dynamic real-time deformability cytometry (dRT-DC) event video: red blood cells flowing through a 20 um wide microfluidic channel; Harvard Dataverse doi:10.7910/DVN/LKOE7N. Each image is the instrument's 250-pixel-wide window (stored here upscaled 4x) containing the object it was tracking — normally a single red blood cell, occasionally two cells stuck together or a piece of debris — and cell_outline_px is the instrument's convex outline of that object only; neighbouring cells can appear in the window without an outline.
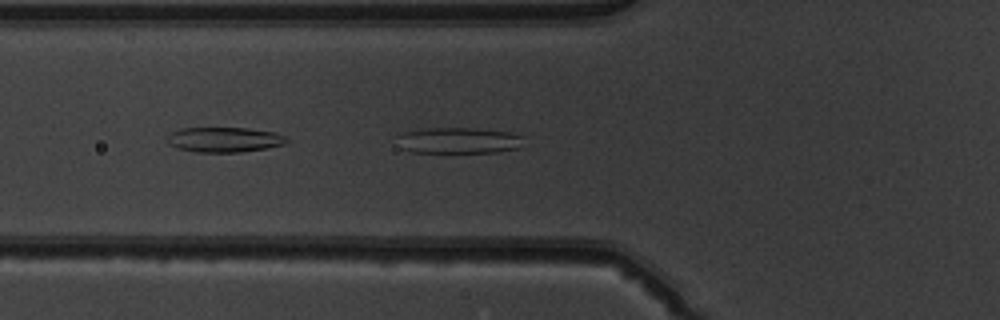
{"species": "common noctule bat (a hibernating species)", "species_latin": "Nyctalus noctula", "temperature_condition": "warm", "stored_images_in_passage": 51, "segment_of_instrument_passage": [2, 2], "camera_frame_rate_fps": 3000, "um_per_image_px": 0.085, "animal": {"sex": "male", "body_mass_g": 19.5, "forearm_length_mm": 54.6}, "frame": {"image": 1, "passage_image": 19, "time_ms": 6.0, "image_size_px": [1000, 320], "cell_outline_px": [[524, 136], [520, 148], [496, 152], [412, 152], [400, 148], [400, 136], [404, 132], [420, 128], [476, 128], [508, 132]], "centroid_in_image_um": [39.02, 11.93], "position_along_channel_um": 86.8, "area_um2": 19.13}}
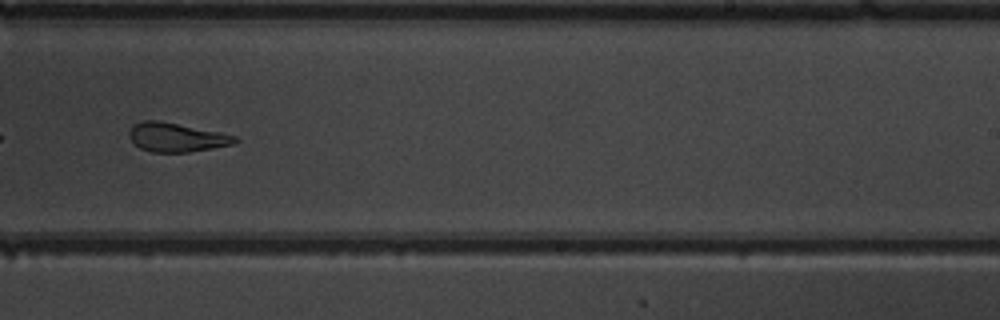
{"frame": {"image": 2, "passage_image": 33, "time_ms": 10.667, "image_size_px": [1000, 320], "cell_outline_px": [[240, 140], [236, 144], [188, 152], [152, 152], [140, 148], [128, 136], [128, 132], [136, 124], [144, 120], [160, 120], [220, 132], [236, 136]], "centroid_in_image_um": [15.04, 11.67], "position_along_channel_um": 274.0, "area_um2": 17.86}}
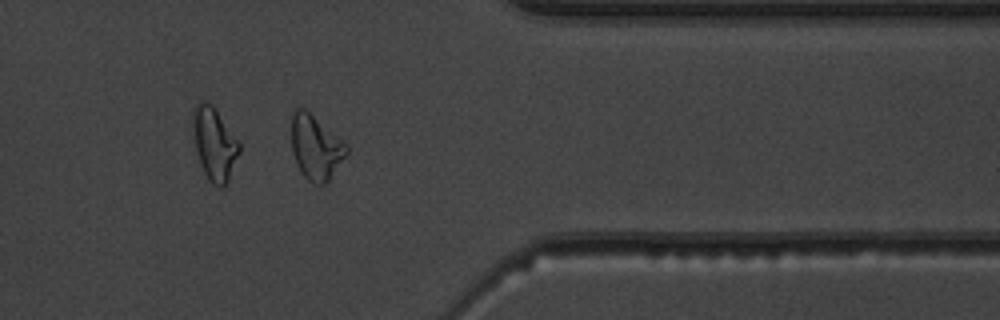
{"frame": {"image": 3, "passage_image": 42, "time_ms": 13.667, "image_size_px": [1000, 320], "cell_outline_px": [[348, 152], [328, 180], [324, 184], [312, 184], [304, 176], [296, 164], [292, 152], [292, 112], [296, 108], [304, 108], [348, 144]], "centroid_in_image_um": [26.83, 12.52], "position_along_channel_um": 384.6, "area_um2": 20.52}}